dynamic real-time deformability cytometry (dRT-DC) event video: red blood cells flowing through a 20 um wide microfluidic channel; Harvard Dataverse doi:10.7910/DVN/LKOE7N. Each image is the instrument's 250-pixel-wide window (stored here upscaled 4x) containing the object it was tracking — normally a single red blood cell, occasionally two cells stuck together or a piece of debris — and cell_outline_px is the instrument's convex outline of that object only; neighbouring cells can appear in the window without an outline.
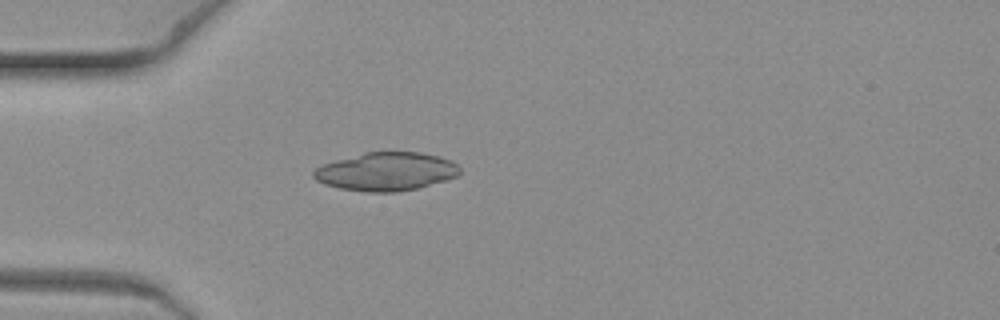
{"species": "common noctule bat (a hibernating species)", "species_latin": "Nyctalus noctula", "temperature_condition": "warm", "stored_images_in_passage": 4, "camera_frame_rate_fps": 3000, "um_per_image_px": 0.085, "animal": {"sex": "female", "body_mass_g": 19.3, "forearm_length_mm": 54.1}, "frame": {"image": 1, "passage_image": 1, "time_ms": 0.0, "image_size_px": [1000, 320], "cell_outline_px": [[460, 172], [456, 176], [444, 180], [416, 188], [396, 192], [368, 192], [340, 188], [324, 184], [316, 180], [312, 176], [312, 172], [316, 168], [324, 164], [336, 160], [364, 152], [420, 152], [440, 156], [452, 160], [460, 168]], "centroid_in_image_um": [32.81, 14.57], "position_along_channel_um": 52.2, "area_um2": 32.54}}